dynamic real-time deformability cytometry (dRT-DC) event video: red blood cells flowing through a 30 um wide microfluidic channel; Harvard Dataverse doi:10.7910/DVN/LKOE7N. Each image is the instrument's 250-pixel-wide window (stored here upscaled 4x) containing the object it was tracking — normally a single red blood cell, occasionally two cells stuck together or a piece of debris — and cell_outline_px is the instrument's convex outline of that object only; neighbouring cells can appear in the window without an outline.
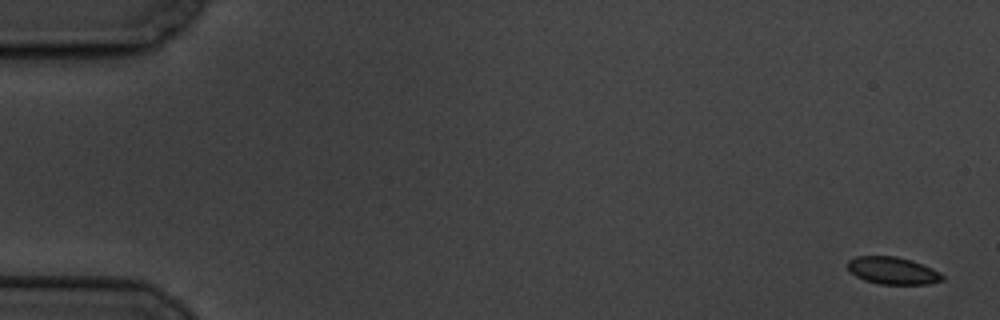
{"species": "common noctule bat (a hibernating species)", "species_latin": "Nyctalus noctula", "temperature_condition": "cold", "stored_images_in_passage": 8, "camera_frame_rate_fps": 3000, "um_per_image_px": 0.085, "animal": {"sex": "male", "body_mass_g": 19.5, "forearm_length_mm": 54.6}, "frame": {"image": 1, "passage_image": 1, "time_ms": 0.0, "image_size_px": [1000, 320], "cell_outline_px": [[944, 280], [928, 284], [880, 284], [864, 280], [856, 276], [848, 268], [848, 260], [856, 256], [896, 256], [912, 260], [932, 268], [940, 272], [944, 276]], "centroid_in_image_um": [75.9, 23.0], "position_along_channel_um": 9.1, "area_um2": 15.09}}
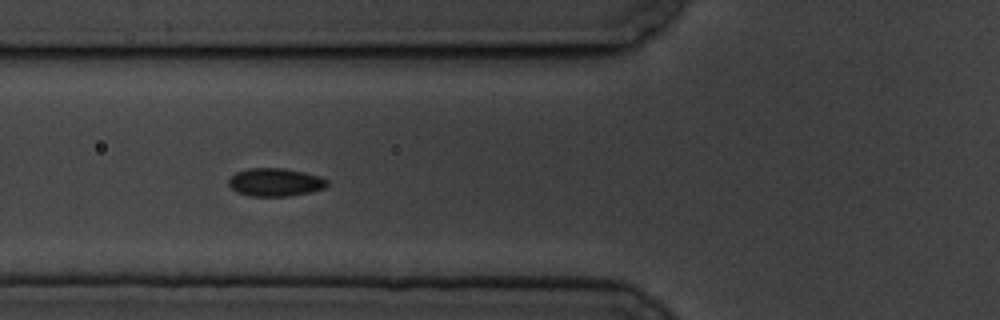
{"frame": {"image": 2, "passage_image": 7, "time_ms": 7.0, "image_size_px": [1000, 320], "cell_outline_px": [[328, 184], [324, 188], [312, 192], [288, 196], [248, 196], [236, 192], [228, 184], [228, 180], [236, 172], [248, 168], [284, 168], [304, 172], [320, 176], [328, 180]], "centroid_in_image_um": [23.4, 15.49], "position_along_channel_um": 102.4, "area_um2": 16.24}}
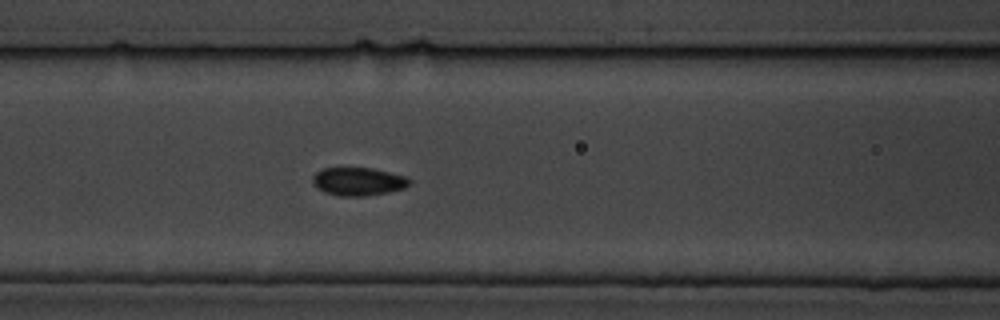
{"frame": {"image": 3, "passage_image": 8, "time_ms": 8.0, "image_size_px": [1000, 320], "cell_outline_px": [[412, 184], [404, 188], [388, 192], [364, 196], [340, 196], [324, 192], [316, 188], [312, 184], [312, 176], [316, 172], [324, 168], [372, 168], [404, 176], [412, 180]], "centroid_in_image_um": [30.43, 15.43], "position_along_channel_um": 136.2, "area_um2": 15.95}}